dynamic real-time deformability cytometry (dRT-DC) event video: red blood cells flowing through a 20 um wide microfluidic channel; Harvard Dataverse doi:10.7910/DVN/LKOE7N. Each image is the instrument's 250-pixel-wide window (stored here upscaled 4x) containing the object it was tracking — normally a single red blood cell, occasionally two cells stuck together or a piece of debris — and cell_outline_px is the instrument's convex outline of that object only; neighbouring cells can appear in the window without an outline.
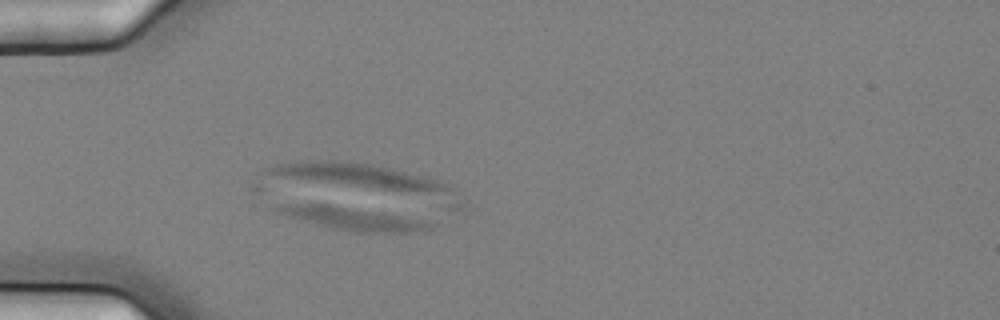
{"species": "common noctule bat (a hibernating species)", "species_latin": "Nyctalus noctula", "temperature_condition": "cold", "stored_images_in_passage": 4, "camera_frame_rate_fps": 3000, "um_per_image_px": 0.085, "animal": {"sex": "female", "body_mass_g": 25.1}, "frame": {"image": 1, "passage_image": 4, "time_ms": 1.0, "image_size_px": [1000, 320], "cell_outline_px": [[436, 228], [424, 232], [348, 232], [332, 228], [288, 216], [276, 212], [272, 208], [280, 204], [328, 204], [428, 220], [436, 224]], "centroid_in_image_um": [30.09, 18.59], "position_along_channel_um": 54.9, "area_um2": 20.46}}